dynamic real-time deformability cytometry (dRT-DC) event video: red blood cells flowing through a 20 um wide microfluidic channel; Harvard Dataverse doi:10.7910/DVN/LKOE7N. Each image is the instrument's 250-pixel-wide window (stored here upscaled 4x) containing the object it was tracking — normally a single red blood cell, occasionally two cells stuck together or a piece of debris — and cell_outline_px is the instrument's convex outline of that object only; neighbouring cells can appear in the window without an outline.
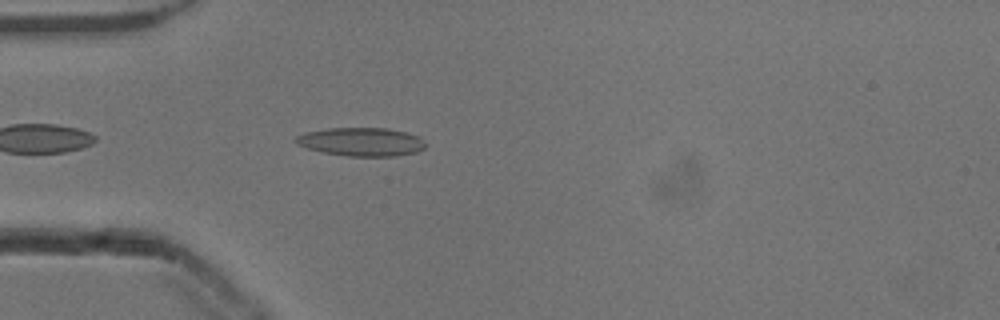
{"species": "common noctule bat (a hibernating species)", "species_latin": "Nyctalus noctula", "temperature_condition": "cold", "stored_images_in_passage": 43, "camera_frame_rate_fps": 3000, "um_per_image_px": 0.085, "animal": {"sex": "male", "body_mass_g": 13.3}, "frame": {"image": 1, "passage_image": 5, "time_ms": 1.333, "image_size_px": [1000, 320], "cell_outline_px": [[424, 148], [416, 152], [392, 156], [348, 156], [324, 152], [308, 148], [296, 144], [292, 140], [296, 136], [304, 132], [328, 128], [384, 128], [404, 132], [420, 136], [424, 144]], "centroid_in_image_um": [30.66, 12.05], "position_along_channel_um": 54.3, "area_um2": 21.39}}
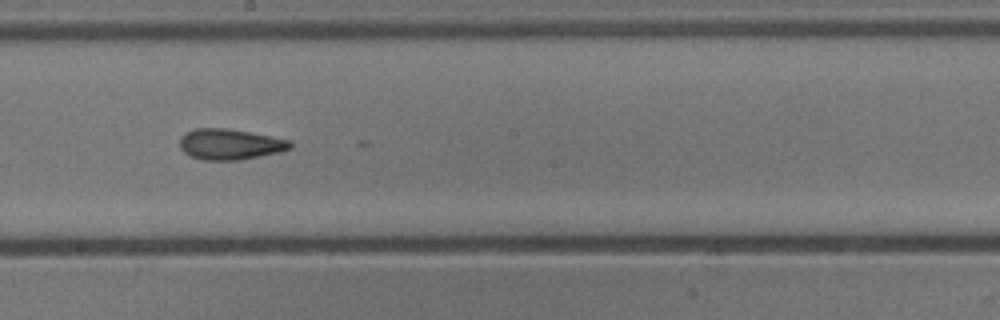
{"frame": {"image": 2, "passage_image": 19, "time_ms": 6.0, "image_size_px": [1000, 320], "cell_outline_px": [[292, 148], [280, 152], [236, 160], [204, 160], [192, 156], [184, 152], [180, 148], [180, 136], [184, 132], [196, 128], [224, 128], [248, 132], [288, 140], [292, 144]], "centroid_in_image_um": [19.5, 12.26], "position_along_channel_um": 228.7, "area_um2": 19.54}}
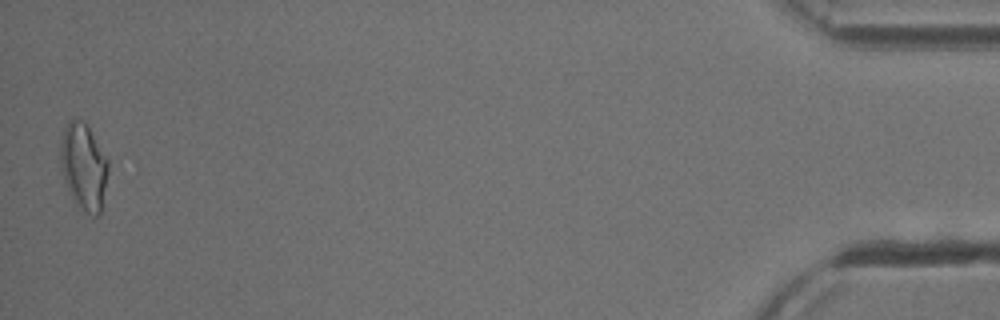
{"frame": {"image": 3, "passage_image": 42, "time_ms": 13.667, "image_size_px": [1000, 320], "cell_outline_px": [[108, 172], [100, 216], [92, 220], [72, 196], [68, 188], [64, 176], [60, 160], [60, 144], [64, 128], [68, 120], [84, 120], [108, 160]], "centroid_in_image_um": [7.13, 14.18], "position_along_channel_um": 428.1, "area_um2": 23.87}, "authors_computed_cell_mechanics": {"area_um2": 19.3052, "velocity_mm_per_s": 3.8868, "shape_relaxation_time_tau1_ms": null, "shape_relaxation_time_tau2_ms": 5.7468, "deformation_change_tau1": null, "deformation_change_tau2": 0.1436}}